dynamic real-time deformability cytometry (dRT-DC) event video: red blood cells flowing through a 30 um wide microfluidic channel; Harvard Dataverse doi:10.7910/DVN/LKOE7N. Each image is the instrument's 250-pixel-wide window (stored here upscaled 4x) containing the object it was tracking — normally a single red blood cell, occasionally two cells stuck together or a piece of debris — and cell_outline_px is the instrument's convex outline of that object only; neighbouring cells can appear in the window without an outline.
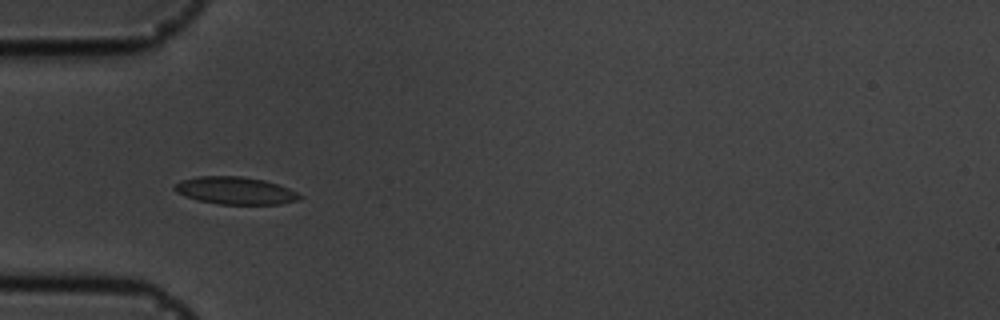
{"species": "common noctule bat (a hibernating species)", "species_latin": "Nyctalus noctula", "temperature_condition": "cold", "stored_images_in_passage": 39, "camera_frame_rate_fps": 3000, "um_per_image_px": 0.085, "animal": {"sex": "male", "body_mass_g": 19.5, "forearm_length_mm": 54.6}, "frame": {"image": 1, "passage_image": 1, "time_ms": 0.0, "image_size_px": [1000, 320], "cell_outline_px": [[304, 196], [300, 200], [280, 204], [220, 204], [200, 200], [184, 196], [176, 192], [172, 188], [180, 180], [196, 176], [240, 176], [264, 180], [288, 188]], "centroid_in_image_um": [20.0, 16.2], "position_along_channel_um": 65.0, "area_um2": 20.0}}
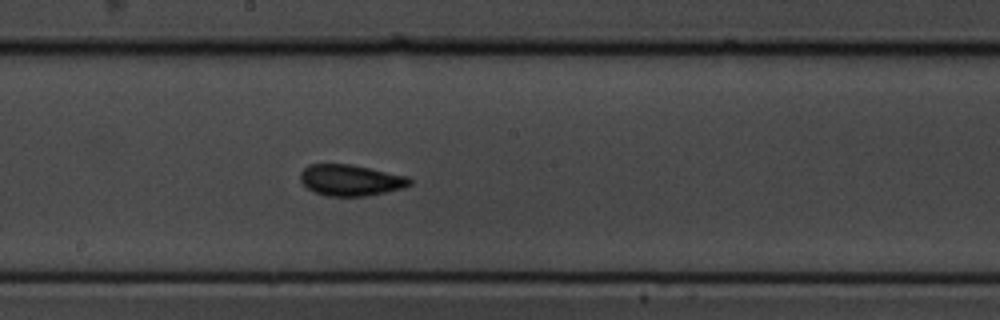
{"frame": {"image": 2, "passage_image": 14, "time_ms": 4.333, "image_size_px": [1000, 320], "cell_outline_px": [[412, 184], [404, 188], [364, 196], [328, 196], [316, 192], [308, 188], [300, 180], [300, 172], [308, 164], [352, 164], [408, 176], [412, 180]], "centroid_in_image_um": [29.82, 15.3], "position_along_channel_um": 218.4, "area_um2": 19.88}}
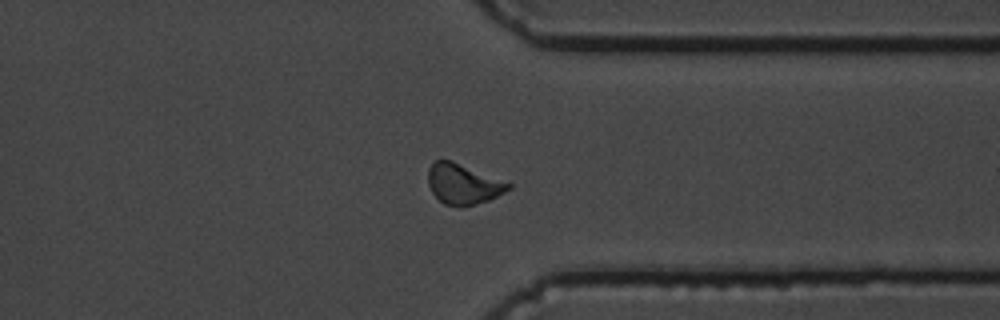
{"frame": {"image": 3, "passage_image": 27, "time_ms": 8.667, "image_size_px": [1000, 320], "cell_outline_px": [[512, 188], [488, 200], [464, 208], [460, 208], [444, 204], [432, 192], [428, 184], [428, 168], [436, 160], [452, 160], [512, 184]], "centroid_in_image_um": [39.35, 15.66], "position_along_channel_um": 372.0, "area_um2": 18.9}, "authors_computed_cell_mechanics": {"area_um2": 18.785, "velocity_mm_per_s": 3.5702, "shape_relaxation_time_tau1_ms": 2.5308, "shape_relaxation_time_tau2_ms": 1.0662, "deformation_change_tau1": 0.1028, "deformation_change_tau2": 0.057}}